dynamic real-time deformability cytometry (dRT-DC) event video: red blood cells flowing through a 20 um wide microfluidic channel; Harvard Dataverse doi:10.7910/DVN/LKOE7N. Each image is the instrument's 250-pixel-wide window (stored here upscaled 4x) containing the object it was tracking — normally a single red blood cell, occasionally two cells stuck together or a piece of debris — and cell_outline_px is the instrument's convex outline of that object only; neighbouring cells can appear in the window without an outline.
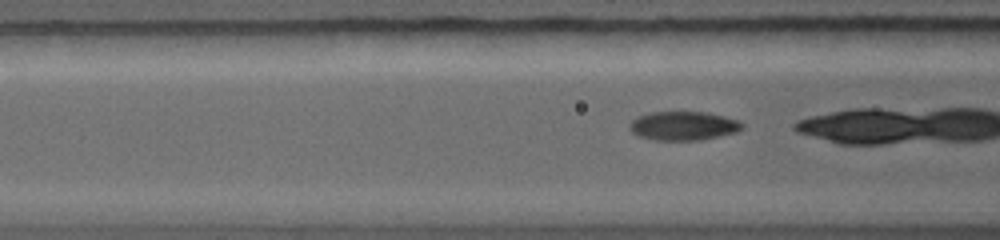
{"species": "common noctule bat (a hibernating species)", "species_latin": "Nyctalus noctula", "temperature_condition": "warm", "stored_images_in_passage": 53, "camera_frame_rate_fps": 5000, "um_per_image_px": 0.085, "animal": {"sex": "female", "body_mass_g": 19.0, "forearm_length_mm": 56.7}, "frame": {"image": 1, "passage_image": 8, "time_ms": 1.0, "image_size_px": [1000, 240], "cell_outline_px": [[744, 128], [736, 132], [700, 140], [652, 140], [640, 136], [632, 132], [628, 128], [628, 124], [636, 116], [652, 112], [704, 112], [724, 116], [736, 120], [744, 124]], "centroid_in_image_um": [58.05, 10.69], "position_along_channel_um": 108.5, "area_um2": 18.96}}
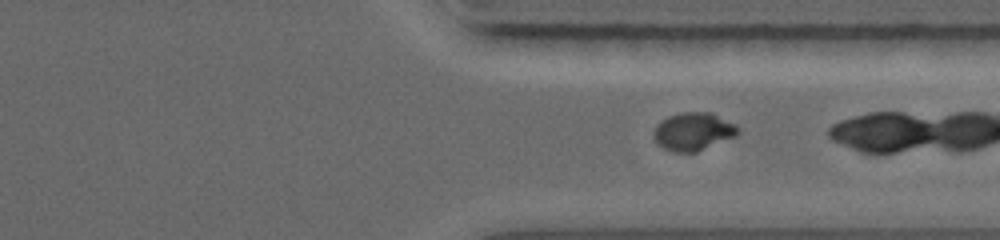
{"frame": {"image": 2, "passage_image": 45, "time_ms": 6.0, "image_size_px": [1000, 240], "cell_outline_px": [[740, 132], [736, 136], [696, 152], [672, 152], [656, 144], [652, 136], [652, 132], [656, 124], [668, 116], [680, 112], [712, 112], [736, 124], [740, 128]], "centroid_in_image_um": [58.91, 11.17], "position_along_channel_um": 352.5, "area_um2": 19.02}}